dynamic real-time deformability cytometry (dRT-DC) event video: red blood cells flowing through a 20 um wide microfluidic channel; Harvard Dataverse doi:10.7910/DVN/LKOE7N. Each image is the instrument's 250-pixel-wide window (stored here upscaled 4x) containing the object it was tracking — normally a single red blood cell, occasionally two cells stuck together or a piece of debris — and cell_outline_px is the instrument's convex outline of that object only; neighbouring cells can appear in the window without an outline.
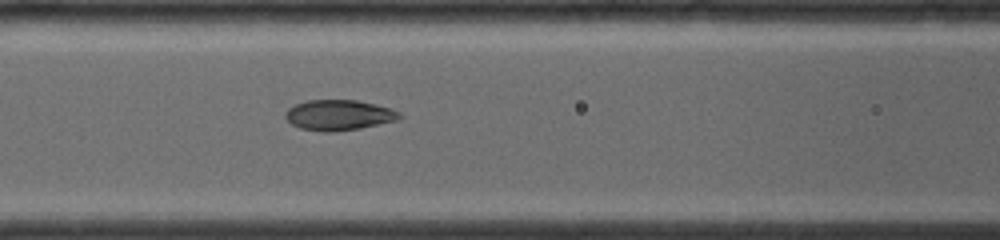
{"species": "common noctule bat (a hibernating species)", "species_latin": "Nyctalus noctula", "temperature_condition": "room temperature", "stored_images_in_passage": 9, "camera_frame_rate_fps": 4000, "um_per_image_px": 0.085, "animal": {"sex": "female", "body_mass_g": 19.0, "forearm_length_mm": 56.7}, "frame": {"image": 1, "passage_image": 6, "time_ms": 1.75, "image_size_px": [1000, 240], "cell_outline_px": [[404, 116], [396, 120], [360, 128], [332, 132], [324, 132], [300, 128], [292, 124], [284, 116], [284, 112], [288, 108], [296, 104], [308, 100], [356, 100], [376, 104], [400, 112]], "centroid_in_image_um": [28.78, 9.78], "position_along_channel_um": 137.8, "area_um2": 20.17}}
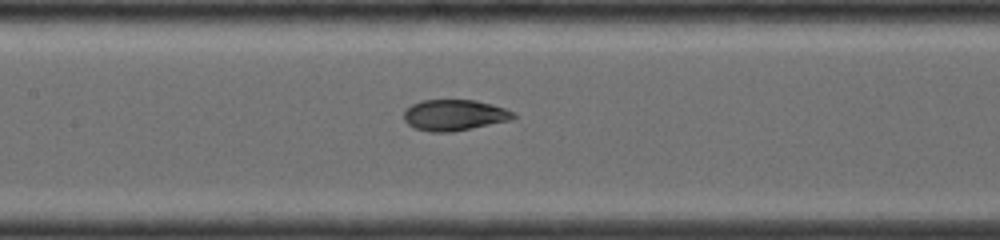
{"frame": {"image": 2, "passage_image": 8, "time_ms": 2.5, "image_size_px": [1000, 240], "cell_outline_px": [[516, 116], [512, 120], [452, 132], [432, 132], [416, 128], [408, 124], [404, 120], [404, 112], [412, 104], [420, 100], [476, 100], [492, 104], [516, 112]], "centroid_in_image_um": [38.65, 9.78], "position_along_channel_um": 168.7, "area_um2": 19.83}}